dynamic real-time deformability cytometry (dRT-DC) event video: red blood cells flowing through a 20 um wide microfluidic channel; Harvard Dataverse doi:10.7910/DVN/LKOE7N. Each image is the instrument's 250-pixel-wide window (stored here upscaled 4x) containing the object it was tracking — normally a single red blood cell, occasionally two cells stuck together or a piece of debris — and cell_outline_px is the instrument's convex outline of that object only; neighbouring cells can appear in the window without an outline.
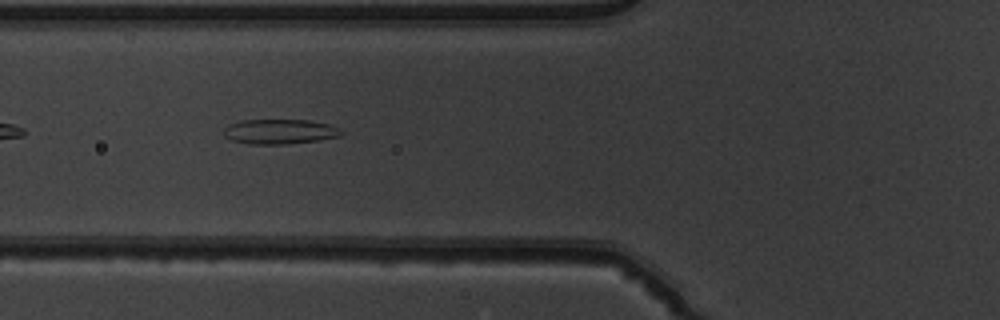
{"species": "common noctule bat (a hibernating species)", "species_latin": "Nyctalus noctula", "temperature_condition": "warm", "stored_images_in_passage": 36, "camera_frame_rate_fps": 3000, "um_per_image_px": 0.085, "animal": {"sex": "male", "body_mass_g": 19.5, "forearm_length_mm": 54.6}, "frame": {"image": 1, "passage_image": 5, "time_ms": 1.333, "image_size_px": [1000, 320], "cell_outline_px": [[344, 132], [340, 136], [320, 140], [284, 144], [248, 144], [232, 140], [224, 136], [224, 128], [228, 124], [240, 120], [308, 120], [328, 124]], "centroid_in_image_um": [23.74, 11.18], "position_along_channel_um": 102.1, "area_um2": 16.99}}
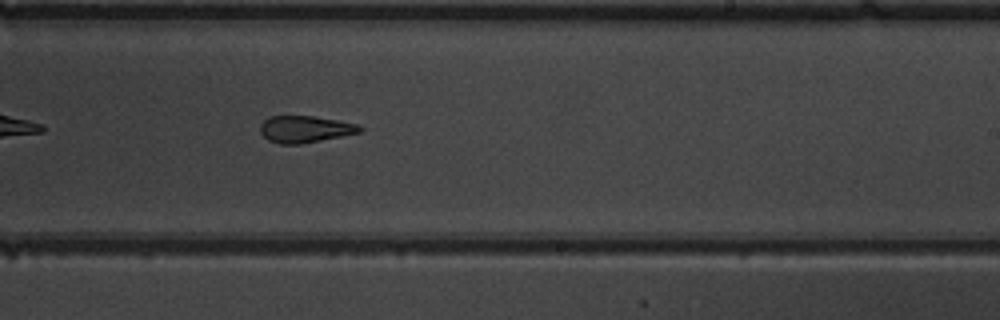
{"frame": {"image": 2, "passage_image": 17, "time_ms": 5.333, "image_size_px": [1000, 320], "cell_outline_px": [[364, 128], [360, 132], [300, 144], [280, 144], [268, 140], [260, 132], [260, 124], [268, 116], [312, 116], [336, 120], [356, 124]], "centroid_in_image_um": [25.88, 10.97], "position_along_channel_um": 263.1, "area_um2": 15.37}}
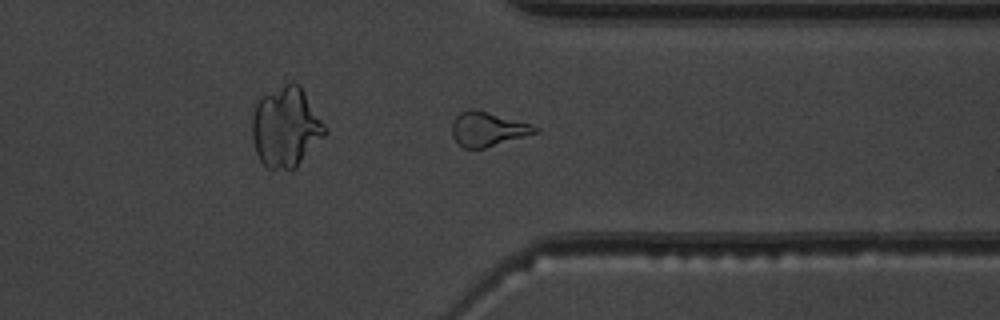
{"frame": {"image": 3, "passage_image": 25, "time_ms": 8.0, "image_size_px": [1000, 320], "cell_outline_px": [[536, 132], [484, 148], [464, 148], [452, 136], [452, 124], [456, 116], [460, 112], [468, 108], [472, 108], [532, 124], [536, 128]], "centroid_in_image_um": [41.39, 10.95], "position_along_channel_um": 370.0, "area_um2": 16.13}, "authors_computed_cell_mechanics": {"area_um2": 16.6175, "velocity_mm_per_s": 4.0233, "shape_relaxation_time_tau1_ms": null, "shape_relaxation_time_tau2_ms": 2.2174, "deformation_change_tau1": null, "deformation_change_tau2": 0.1112}}